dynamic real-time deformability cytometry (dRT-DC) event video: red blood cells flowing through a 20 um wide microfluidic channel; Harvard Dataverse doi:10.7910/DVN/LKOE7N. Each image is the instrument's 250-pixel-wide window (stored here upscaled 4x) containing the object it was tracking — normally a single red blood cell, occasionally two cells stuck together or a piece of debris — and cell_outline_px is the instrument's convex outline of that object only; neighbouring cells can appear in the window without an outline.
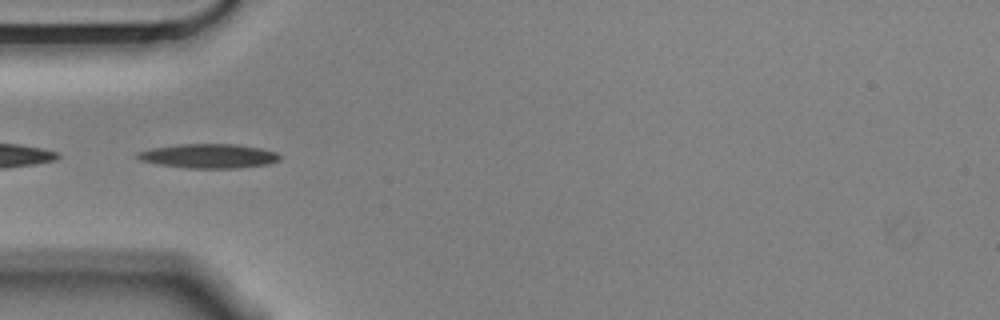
{"species": "Egyptian fruit bat (a non-hibernating species)", "species_latin": "Rousettus aegyptiacus", "temperature_condition": "cold", "stored_images_in_passage": 38, "camera_frame_rate_fps": 3000, "um_per_image_px": 0.085, "animal": {"sex": "male"}, "frame": {"image": 1, "passage_image": 1, "time_ms": 0.0, "image_size_px": [1000, 320], "cell_outline_px": [[280, 160], [268, 164], [236, 168], [188, 168], [156, 164], [140, 160], [132, 156], [136, 152], [152, 148], [176, 144], [236, 144], [260, 148], [276, 152], [280, 156]], "centroid_in_image_um": [17.68, 13.26], "position_along_channel_um": 67.3, "area_um2": 20.29}}
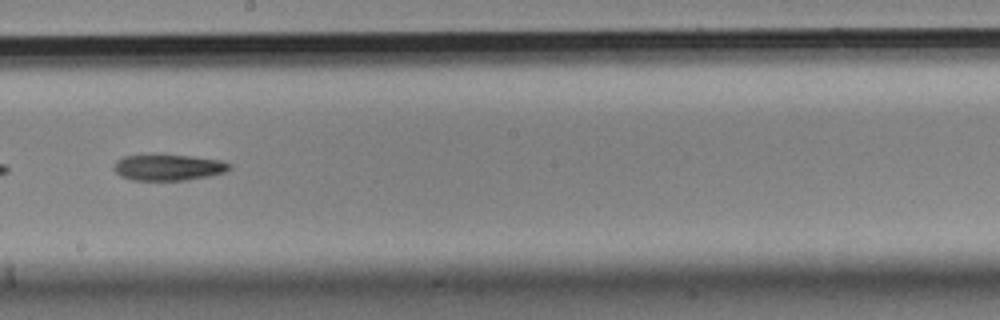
{"frame": {"image": 2, "passage_image": 15, "time_ms": 4.667, "image_size_px": [1000, 320], "cell_outline_px": [[232, 168], [224, 172], [208, 176], [184, 180], [132, 180], [120, 176], [112, 168], [116, 160], [124, 156], [192, 156], [220, 160], [232, 164]], "centroid_in_image_um": [14.31, 14.24], "position_along_channel_um": 233.9, "area_um2": 17.28}}
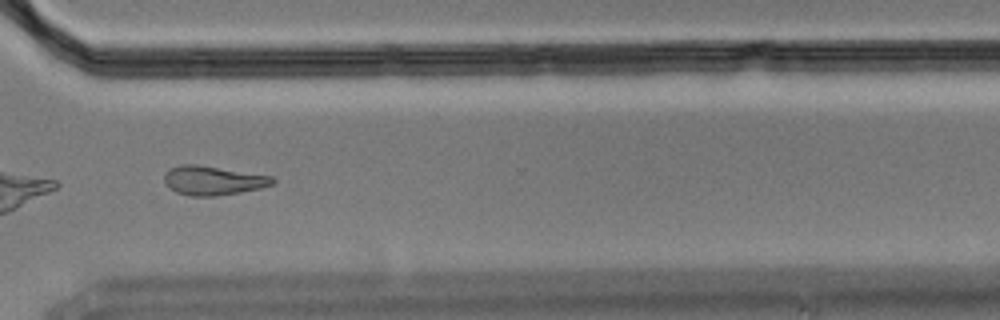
{"frame": {"image": 3, "passage_image": 25, "time_ms": 8.0, "image_size_px": [1000, 320], "cell_outline_px": [[276, 180], [272, 184], [260, 188], [240, 192], [216, 196], [192, 196], [176, 192], [164, 180], [164, 176], [172, 168], [180, 164], [196, 164], [272, 176]], "centroid_in_image_um": [18.13, 15.34], "position_along_channel_um": 352.5, "area_um2": 18.03}}